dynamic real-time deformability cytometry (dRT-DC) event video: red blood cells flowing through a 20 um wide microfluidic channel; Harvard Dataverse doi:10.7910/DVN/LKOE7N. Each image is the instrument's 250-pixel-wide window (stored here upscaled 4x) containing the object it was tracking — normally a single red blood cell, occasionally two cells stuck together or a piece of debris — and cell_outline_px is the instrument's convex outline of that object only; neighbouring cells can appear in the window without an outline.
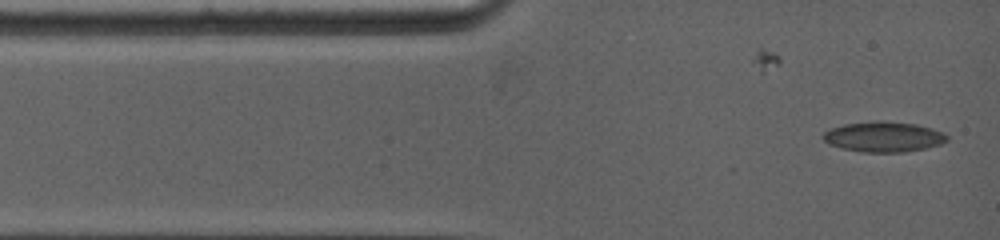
{"species": "common noctule bat (a hibernating species)", "species_latin": "Nyctalus noctula", "temperature_condition": "warm", "stored_images_in_passage": 5, "camera_frame_rate_fps": 5000, "um_per_image_px": 0.085, "animal": {"sex": "female", "body_mass_g": 19.0, "forearm_length_mm": 53.3}, "frame": {"image": 1, "passage_image": 5, "time_ms": 1.2, "image_size_px": [1000, 240], "cell_outline_px": [[948, 140], [940, 144], [924, 148], [900, 152], [864, 152], [844, 148], [828, 144], [820, 136], [824, 132], [832, 128], [844, 124], [880, 120], [916, 124], [932, 128], [944, 132], [948, 136]], "centroid_in_image_um": [75.11, 11.61], "position_along_channel_um": 9.9, "area_um2": 21.79}}